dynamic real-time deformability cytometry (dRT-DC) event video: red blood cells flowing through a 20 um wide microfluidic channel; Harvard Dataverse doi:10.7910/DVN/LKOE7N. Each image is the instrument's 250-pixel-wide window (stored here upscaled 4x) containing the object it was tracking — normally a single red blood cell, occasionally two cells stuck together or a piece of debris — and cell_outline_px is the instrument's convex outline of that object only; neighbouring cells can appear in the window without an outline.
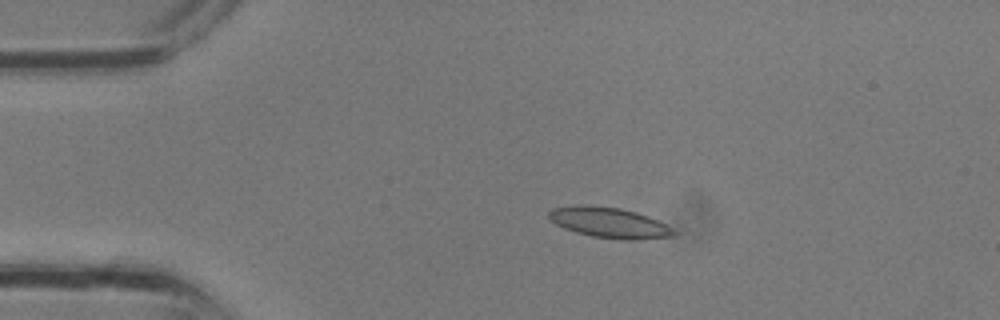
{"species": "common noctule bat (a hibernating species)", "species_latin": "Nyctalus noctula", "temperature_condition": "room temperature", "stored_images_in_passage": 33, "camera_frame_rate_fps": 3000, "um_per_image_px": 0.085, "animal": {"sex": "male", "body_mass_g": 13.3}, "frame": {"image": 1, "passage_image": 7, "time_ms": 2.0, "image_size_px": [1000, 320], "cell_outline_px": [[676, 232], [672, 236], [636, 240], [624, 240], [592, 236], [576, 232], [564, 228], [556, 224], [548, 216], [548, 212], [552, 208], [588, 204], [620, 208], [636, 212], [648, 216], [672, 228]], "centroid_in_image_um": [51.77, 18.92], "position_along_channel_um": 33.2, "area_um2": 22.02}}
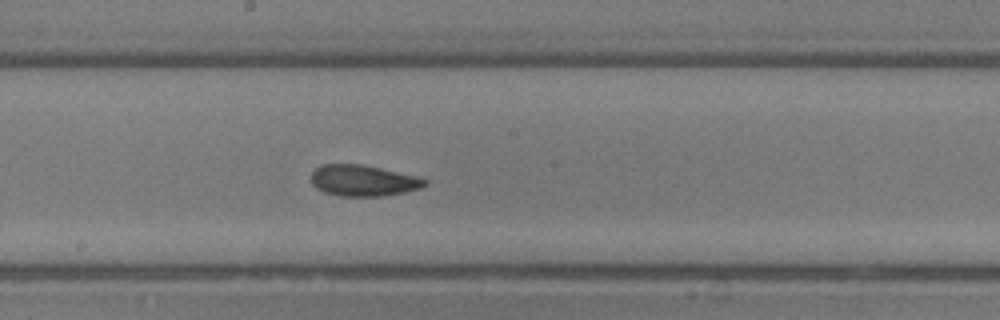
{"frame": {"image": 2, "passage_image": 18, "time_ms": 5.667, "image_size_px": [1000, 320], "cell_outline_px": [[428, 184], [420, 188], [404, 192], [384, 196], [340, 196], [324, 192], [316, 188], [312, 184], [312, 172], [320, 164], [360, 164], [380, 168], [416, 176], [428, 180]], "centroid_in_image_um": [30.86, 15.35], "position_along_channel_um": 217.3, "area_um2": 20.58}}
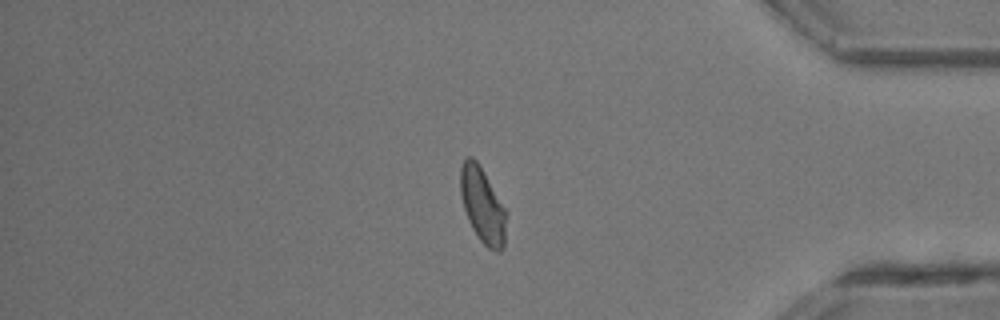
{"frame": {"image": 3, "passage_image": 28, "time_ms": 9.0, "image_size_px": [1000, 320], "cell_outline_px": [[508, 212], [504, 244], [500, 252], [496, 252], [488, 248], [480, 240], [472, 228], [468, 220], [464, 208], [460, 192], [460, 168], [464, 160], [468, 156], [472, 156], [476, 160], [484, 172]], "centroid_in_image_um": [41.04, 17.46], "position_along_channel_um": 394.2, "area_um2": 20.29}}